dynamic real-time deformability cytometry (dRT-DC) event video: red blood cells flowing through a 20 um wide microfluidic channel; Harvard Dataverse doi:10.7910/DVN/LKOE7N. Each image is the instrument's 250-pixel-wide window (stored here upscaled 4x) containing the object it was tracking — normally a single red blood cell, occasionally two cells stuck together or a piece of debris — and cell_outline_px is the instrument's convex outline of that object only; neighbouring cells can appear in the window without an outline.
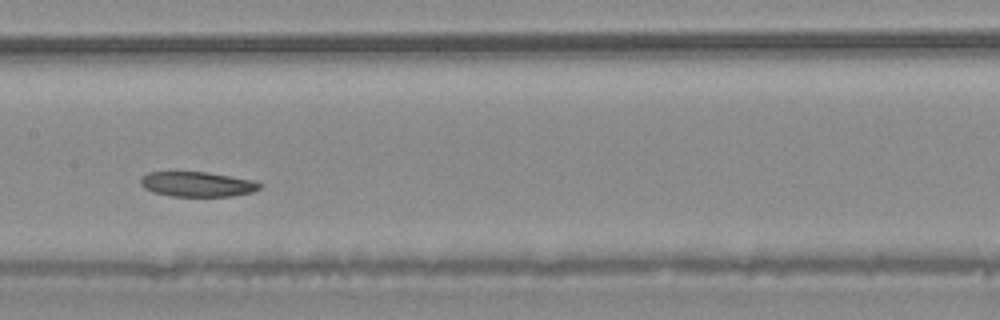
{"species": "common noctule bat (a hibernating species)", "species_latin": "Nyctalus noctula", "temperature_condition": "warm", "stored_images_in_passage": 35, "camera_frame_rate_fps": 3000, "um_per_image_px": 0.085, "animal": {"sex": "male", "body_mass_g": 20.4}, "frame": {"image": 1, "passage_image": 11, "time_ms": 3.333, "image_size_px": [1000, 320], "cell_outline_px": [[264, 184], [260, 188], [252, 192], [232, 196], [172, 196], [152, 192], [144, 188], [140, 184], [140, 180], [148, 172], [208, 172], [252, 180]], "centroid_in_image_um": [16.78, 15.66], "position_along_channel_um": 190.6, "area_um2": 17.28}, "authors_computed_cell_mechanics": {"area_um2": 18.9006, "velocity_mm_per_s": 4.1554, "shape_relaxation_time_tau1_ms": null, "shape_relaxation_time_tau2_ms": 5.2255, "deformation_change_tau1": null, "deformation_change_tau2": 0.1097}}